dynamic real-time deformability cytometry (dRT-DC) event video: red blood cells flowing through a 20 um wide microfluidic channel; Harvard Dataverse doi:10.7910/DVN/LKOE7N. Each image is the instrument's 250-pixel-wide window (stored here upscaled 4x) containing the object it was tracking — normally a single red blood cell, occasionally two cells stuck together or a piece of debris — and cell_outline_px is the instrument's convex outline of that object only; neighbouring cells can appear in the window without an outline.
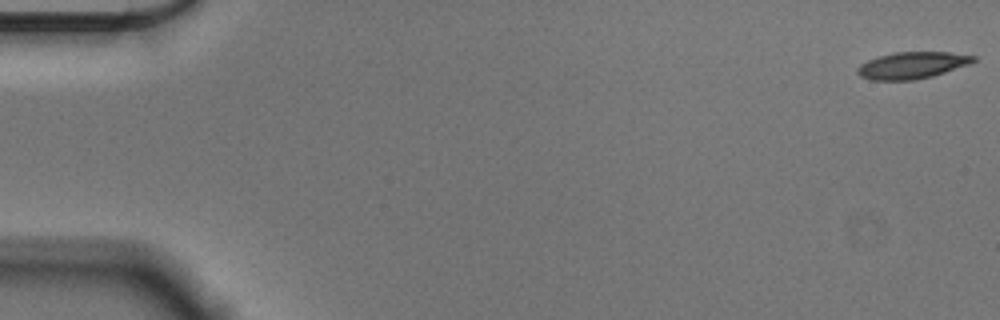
{"species": "Egyptian fruit bat (a non-hibernating species)", "species_latin": "Rousettus aegyptiacus", "temperature_condition": "cold", "stored_images_in_passage": 8, "camera_frame_rate_fps": 3000, "um_per_image_px": 0.085, "animal": {"sex": "male"}, "frame": {"image": 1, "passage_image": 1, "time_ms": 0.0, "image_size_px": [1000, 320], "cell_outline_px": [[976, 60], [968, 64], [932, 76], [916, 80], [872, 80], [860, 76], [856, 72], [856, 68], [860, 64], [868, 60], [880, 56], [896, 52], [948, 52], [976, 56]], "centroid_in_image_um": [77.49, 5.55], "position_along_channel_um": 7.5, "area_um2": 17.92}}